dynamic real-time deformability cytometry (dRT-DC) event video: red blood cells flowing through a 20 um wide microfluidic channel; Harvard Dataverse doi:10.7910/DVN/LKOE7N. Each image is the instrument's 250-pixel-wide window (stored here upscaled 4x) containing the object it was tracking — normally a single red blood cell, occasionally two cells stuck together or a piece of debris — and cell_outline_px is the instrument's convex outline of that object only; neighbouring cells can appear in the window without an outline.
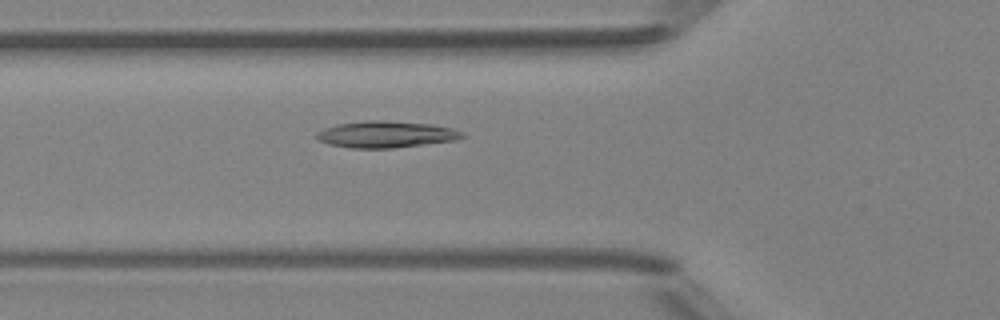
{"species": "Egyptian fruit bat (a non-hibernating species)", "species_latin": "Rousettus aegyptiacus", "temperature_condition": "room temperature", "stored_images_in_passage": 49, "camera_frame_rate_fps": 3000, "um_per_image_px": 0.085, "animal": {"sex": "female"}, "frame": {"image": 1, "passage_image": 18, "time_ms": 5.667, "image_size_px": [1000, 320], "cell_outline_px": [[464, 136], [456, 140], [392, 148], [348, 148], [328, 144], [320, 140], [316, 136], [316, 132], [324, 128], [336, 124], [364, 120], [380, 120], [432, 124], [452, 128], [464, 132]], "centroid_in_image_um": [32.79, 11.41], "position_along_channel_um": 93.0, "area_um2": 22.6}}
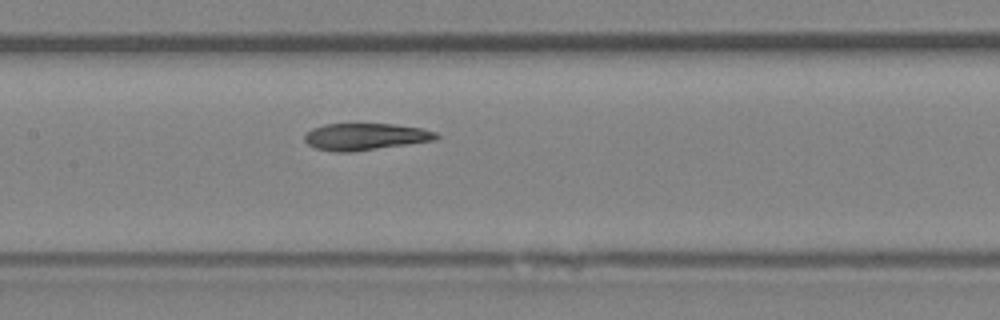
{"frame": {"image": 2, "passage_image": 24, "time_ms": 7.667, "image_size_px": [1000, 320], "cell_outline_px": [[440, 136], [436, 140], [352, 152], [336, 152], [316, 148], [308, 144], [304, 140], [304, 136], [312, 128], [324, 124], [392, 124], [424, 128], [436, 132]], "centroid_in_image_um": [31.07, 11.61], "position_along_channel_um": 176.3, "area_um2": 20.63}}
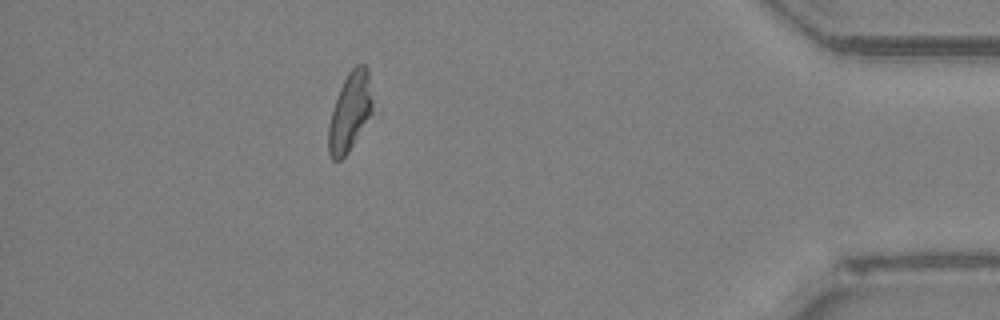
{"frame": {"image": 3, "passage_image": 44, "time_ms": 14.333, "image_size_px": [1000, 320], "cell_outline_px": [[372, 112], [348, 152], [340, 160], [332, 160], [328, 152], [328, 124], [340, 88], [348, 72], [356, 64], [364, 64], [368, 68], [372, 100]], "centroid_in_image_um": [29.73, 9.5], "position_along_channel_um": 405.5, "area_um2": 19.88}, "authors_computed_cell_mechanics": {"area_um2": 21.8484, "velocity_mm_per_s": 4.1617, "shape_relaxation_time_tau1_ms": null, "shape_relaxation_time_tau2_ms": 1.85, "deformation_change_tau1": null, "deformation_change_tau2": 0.0908}}